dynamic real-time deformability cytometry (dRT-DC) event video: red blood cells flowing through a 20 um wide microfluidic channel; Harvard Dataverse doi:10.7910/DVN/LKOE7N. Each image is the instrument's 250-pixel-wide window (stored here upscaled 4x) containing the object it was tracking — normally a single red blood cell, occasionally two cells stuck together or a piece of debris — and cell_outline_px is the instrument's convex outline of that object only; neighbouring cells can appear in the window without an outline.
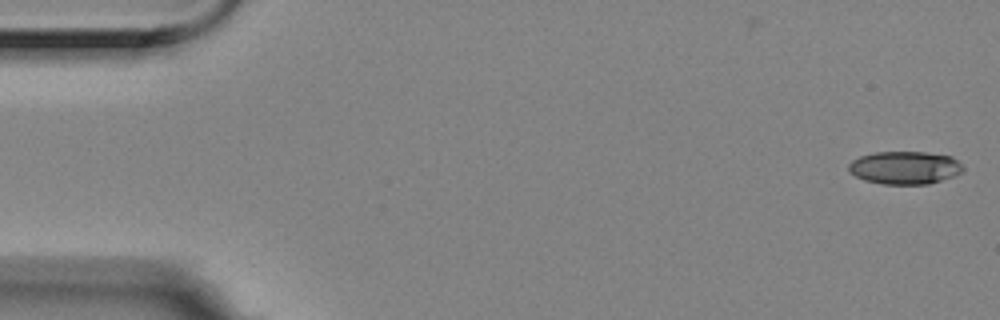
{"species": "Egyptian fruit bat (a non-hibernating species)", "species_latin": "Rousettus aegyptiacus", "temperature_condition": "room temperature", "stored_images_in_passage": 5, "camera_frame_rate_fps": 3000, "um_per_image_px": 0.085, "animal": {"sex": "female"}, "frame": {"image": 1, "passage_image": 1, "time_ms": 0.0, "image_size_px": [1000, 320], "cell_outline_px": [[964, 172], [928, 184], [884, 184], [864, 180], [856, 176], [848, 168], [848, 164], [852, 160], [860, 156], [876, 152], [924, 152], [952, 156], [964, 168]], "centroid_in_image_um": [76.91, 14.25], "position_along_channel_um": 8.1, "area_um2": 21.79}}